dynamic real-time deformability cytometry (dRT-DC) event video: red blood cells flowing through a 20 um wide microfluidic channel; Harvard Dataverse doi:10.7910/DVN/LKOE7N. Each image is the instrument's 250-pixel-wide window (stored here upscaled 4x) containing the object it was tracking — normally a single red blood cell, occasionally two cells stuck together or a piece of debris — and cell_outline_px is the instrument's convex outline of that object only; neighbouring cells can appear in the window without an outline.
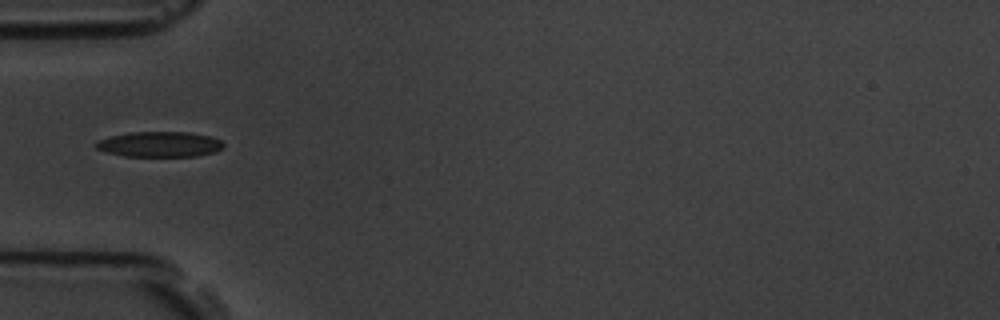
{"species": "common noctule bat (a hibernating species)", "species_latin": "Nyctalus noctula", "temperature_condition": "room temperature", "stored_images_in_passage": 6, "camera_frame_rate_fps": 3000, "um_per_image_px": 0.085, "animal": {"sex": "male", "body_mass_g": 19.5, "forearm_length_mm": 54.6}, "frame": {"image": 1, "passage_image": 2, "time_ms": 1.0, "image_size_px": [1000, 320], "cell_outline_px": [[224, 144], [216, 152], [196, 156], [124, 156], [104, 152], [96, 148], [92, 144], [96, 140], [112, 136], [132, 132], [188, 132], [208, 136], [220, 140]], "centroid_in_image_um": [13.5, 12.27], "position_along_channel_um": 71.5, "area_um2": 18.84}}
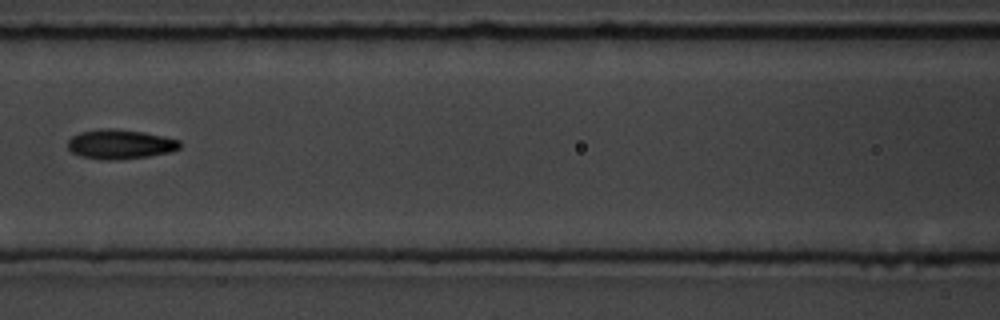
{"frame": {"image": 2, "passage_image": 4, "time_ms": 3.333, "image_size_px": [1000, 320], "cell_outline_px": [[180, 148], [172, 152], [148, 156], [116, 160], [104, 160], [80, 156], [72, 152], [68, 148], [68, 140], [72, 136], [80, 132], [104, 128], [116, 128], [144, 132], [164, 136], [180, 140]], "centroid_in_image_um": [10.22, 12.25], "position_along_channel_um": 156.4, "area_um2": 19.42}}
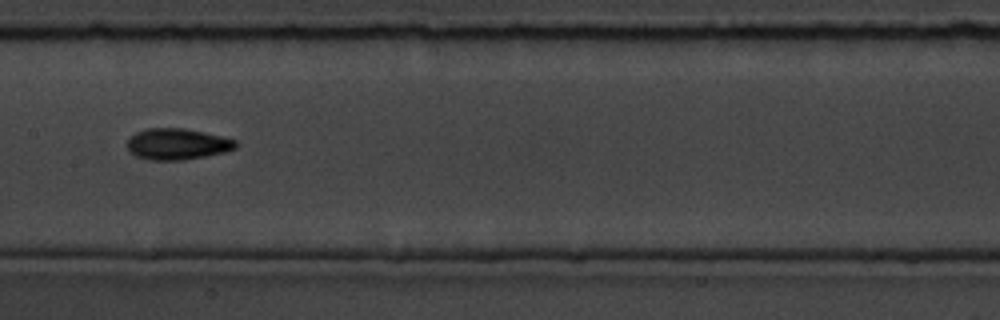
{"frame": {"image": 3, "passage_image": 5, "time_ms": 4.333, "image_size_px": [1000, 320], "cell_outline_px": [[240, 144], [236, 148], [224, 152], [184, 160], [152, 160], [136, 156], [128, 148], [128, 140], [136, 132], [148, 128], [184, 128], [204, 132], [236, 140]], "centroid_in_image_um": [15.1, 12.24], "position_along_channel_um": 192.3, "area_um2": 19.59}}